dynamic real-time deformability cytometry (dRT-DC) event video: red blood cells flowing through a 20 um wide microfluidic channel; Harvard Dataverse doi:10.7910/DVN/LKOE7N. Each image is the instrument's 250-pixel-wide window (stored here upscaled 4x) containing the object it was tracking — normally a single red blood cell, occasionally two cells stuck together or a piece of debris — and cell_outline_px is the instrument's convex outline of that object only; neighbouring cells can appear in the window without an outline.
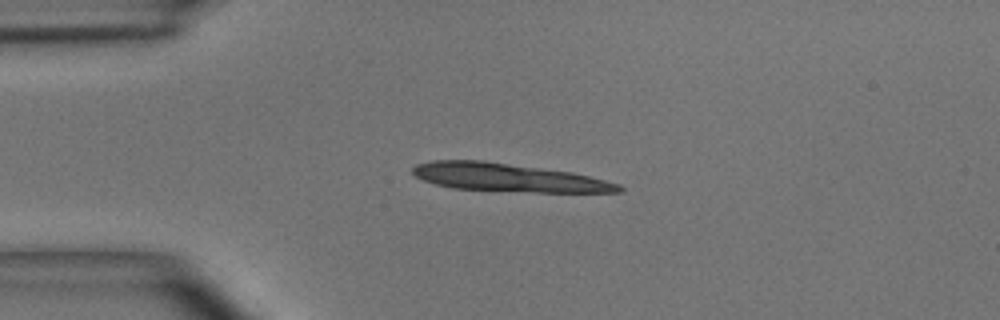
{"species": "common noctule bat (a hibernating species)", "species_latin": "Nyctalus noctula", "temperature_condition": "room temperature", "stored_images_in_passage": 39, "segment_of_instrument_passage": [1, 2], "camera_frame_rate_fps": 3000, "um_per_image_px": 0.085, "animal": {"sex": "male", "body_mass_g": 15.6}, "frame": {"image": 1, "passage_image": 1, "time_ms": 0.0, "image_size_px": [1000, 320], "cell_outline_px": [[624, 192], [536, 192], [452, 188], [436, 184], [424, 180], [416, 176], [412, 172], [412, 168], [416, 164], [432, 160], [480, 160], [572, 172], [620, 184], [624, 188]], "centroid_in_image_um": [43.2, 15.09], "position_along_channel_um": 41.8, "area_um2": 33.52}}